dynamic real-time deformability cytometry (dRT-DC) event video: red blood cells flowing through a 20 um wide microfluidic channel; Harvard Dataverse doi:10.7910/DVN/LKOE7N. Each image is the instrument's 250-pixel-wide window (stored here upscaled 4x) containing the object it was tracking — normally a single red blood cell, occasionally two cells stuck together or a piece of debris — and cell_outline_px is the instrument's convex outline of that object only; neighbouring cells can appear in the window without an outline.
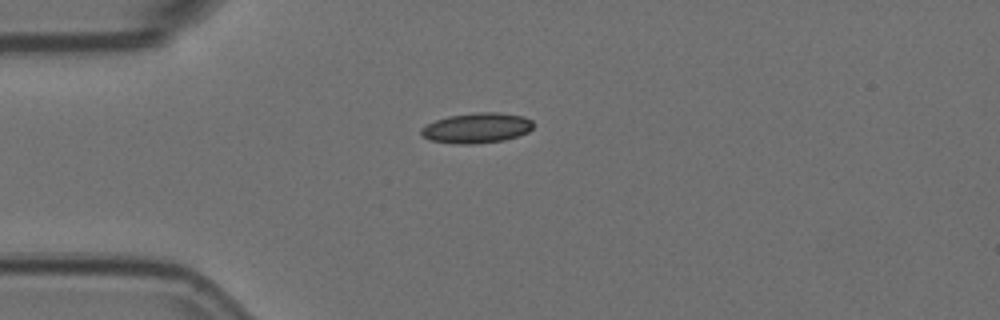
{"species": "Egyptian fruit bat (a non-hibernating species)", "species_latin": "Rousettus aegyptiacus", "temperature_condition": "room temperature", "stored_images_in_passage": 4, "camera_frame_rate_fps": 3000, "um_per_image_px": 0.085, "animal": {"sex": "female"}, "frame": {"image": 1, "passage_image": 4, "time_ms": 1.0, "image_size_px": [1000, 320], "cell_outline_px": [[532, 128], [528, 132], [504, 140], [472, 144], [456, 144], [428, 140], [420, 132], [420, 128], [436, 120], [448, 116], [476, 112], [500, 112], [524, 116], [532, 120]], "centroid_in_image_um": [40.52, 10.87], "position_along_channel_um": 44.5, "area_um2": 19.77}}